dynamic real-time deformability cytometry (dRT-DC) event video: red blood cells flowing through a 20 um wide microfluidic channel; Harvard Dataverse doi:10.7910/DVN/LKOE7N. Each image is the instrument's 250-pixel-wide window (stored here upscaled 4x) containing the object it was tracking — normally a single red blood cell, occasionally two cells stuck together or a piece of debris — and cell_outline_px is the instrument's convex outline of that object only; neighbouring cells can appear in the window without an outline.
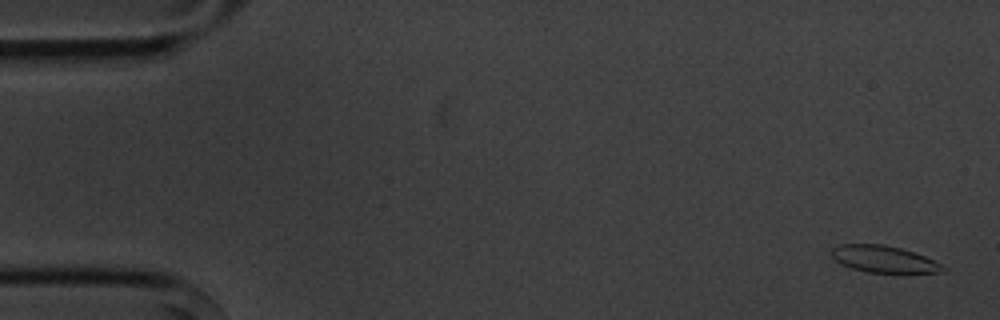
{"species": "common noctule bat (a hibernating species)", "species_latin": "Nyctalus noctula", "temperature_condition": "cold", "stored_images_in_passage": 3, "camera_frame_rate_fps": 3000, "um_per_image_px": 0.085, "animal": {"sex": "male", "body_mass_g": 20.1, "forearm_length_mm": 53.5}, "frame": {"image": 1, "passage_image": 1, "time_ms": 0.0, "image_size_px": [1000, 320], "cell_outline_px": [[948, 268], [940, 272], [868, 272], [852, 268], [840, 264], [832, 256], [832, 248], [840, 244], [884, 244], [900, 248], [924, 256]], "centroid_in_image_um": [75.08, 22.01], "position_along_channel_um": 9.9, "area_um2": 17.05}}